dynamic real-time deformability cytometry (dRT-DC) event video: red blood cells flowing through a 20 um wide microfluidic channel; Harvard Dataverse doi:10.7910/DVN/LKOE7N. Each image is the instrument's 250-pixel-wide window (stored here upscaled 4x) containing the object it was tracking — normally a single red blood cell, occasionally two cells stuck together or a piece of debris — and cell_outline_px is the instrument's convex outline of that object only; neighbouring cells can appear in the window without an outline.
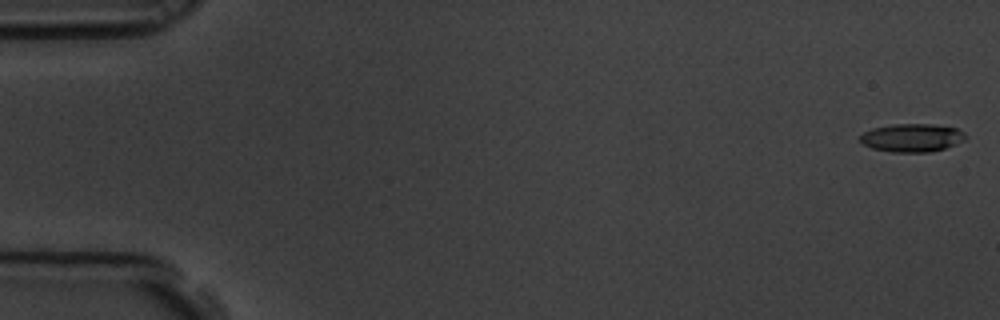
{"species": "common noctule bat (a hibernating species)", "species_latin": "Nyctalus noctula", "temperature_condition": "room temperature", "stored_images_in_passage": 59, "camera_frame_rate_fps": 3000, "um_per_image_px": 0.085, "animal": {"sex": "male", "body_mass_g": 19.5, "forearm_length_mm": 54.6}, "frame": {"image": 1, "passage_image": 1, "time_ms": 0.0, "image_size_px": [1000, 320], "cell_outline_px": [[968, 136], [964, 140], [956, 144], [932, 152], [892, 152], [872, 148], [864, 144], [860, 140], [860, 136], [864, 132], [872, 128], [892, 124], [932, 124], [956, 128], [964, 132]], "centroid_in_image_um": [77.54, 11.71], "position_along_channel_um": 7.5, "area_um2": 17.34}}
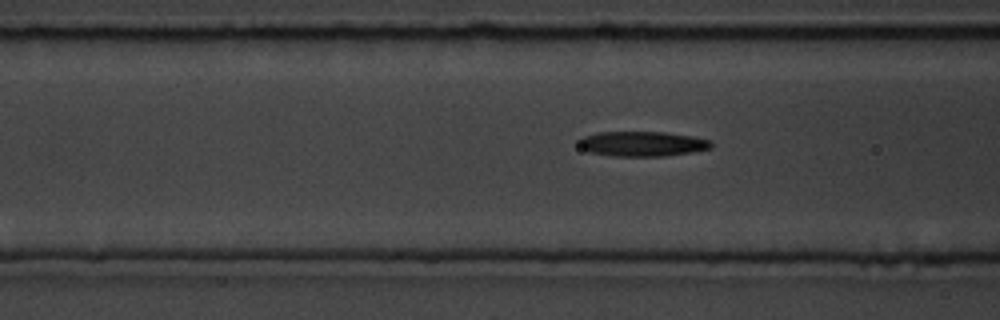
{"frame": {"image": 2, "passage_image": 23, "time_ms": 7.333, "image_size_px": [1000, 320], "cell_outline_px": [[712, 148], [692, 152], [664, 156], [612, 156], [588, 152], [580, 148], [576, 140], [584, 136], [600, 132], [664, 132], [692, 136], [712, 140]], "centroid_in_image_um": [54.57, 12.23], "position_along_channel_um": 112.0, "area_um2": 19.42}}
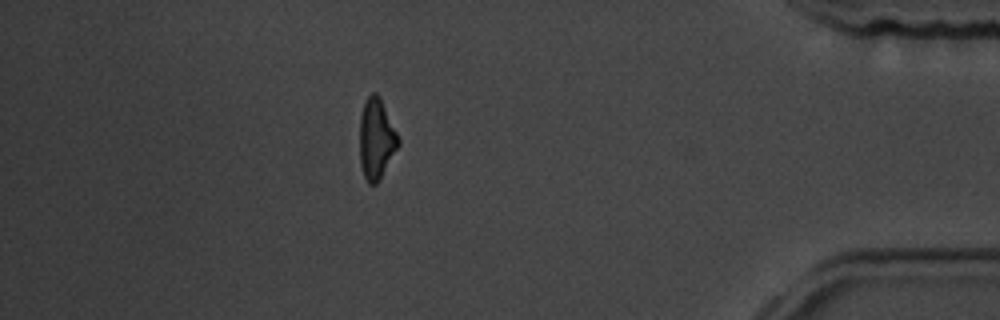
{"frame": {"image": 3, "passage_image": 52, "time_ms": 17.0, "image_size_px": [1000, 320], "cell_outline_px": [[400, 144], [380, 180], [376, 184], [368, 184], [364, 176], [360, 164], [360, 116], [364, 104], [368, 96], [372, 92], [376, 92], [380, 96], [400, 140]], "centroid_in_image_um": [31.99, 11.82], "position_along_channel_um": 403.2, "area_um2": 18.21}, "authors_computed_cell_mechanics": {"area_um2": 18.207, "velocity_mm_per_s": 3.4629, "shape_relaxation_time_tau1_ms": 6.4506, "shape_relaxation_time_tau2_ms": 7.5954, "deformation_change_tau1": 0.1512, "deformation_change_tau2": 0.1957}}